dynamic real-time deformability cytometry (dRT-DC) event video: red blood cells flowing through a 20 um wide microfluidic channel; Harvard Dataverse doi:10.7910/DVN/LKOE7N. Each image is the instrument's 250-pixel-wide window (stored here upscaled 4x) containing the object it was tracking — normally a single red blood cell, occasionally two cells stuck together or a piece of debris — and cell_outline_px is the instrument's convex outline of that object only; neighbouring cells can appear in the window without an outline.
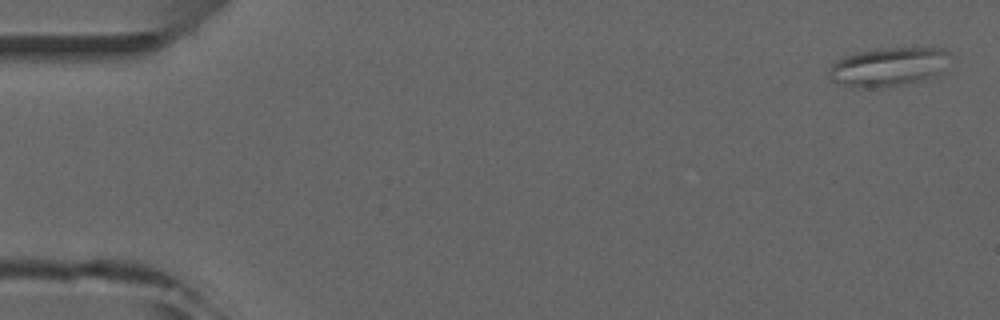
{"species": "common noctule bat (a hibernating species)", "species_latin": "Nyctalus noctula", "temperature_condition": "room temperature", "stored_images_in_passage": 4, "camera_frame_rate_fps": 3000, "um_per_image_px": 0.085, "animal": {"sex": "male", "forearm_length_mm": 52.5}, "frame": {"image": 1, "passage_image": 1, "time_ms": 0.0, "image_size_px": [1000, 320], "cell_outline_px": [[948, 52], [940, 72], [932, 76], [904, 84], [840, 84], [832, 80], [828, 76], [828, 72], [832, 64], [836, 60], [844, 56], [856, 52], [876, 48], [944, 48]], "centroid_in_image_um": [75.47, 5.6], "position_along_channel_um": 9.5, "area_um2": 25.84}}
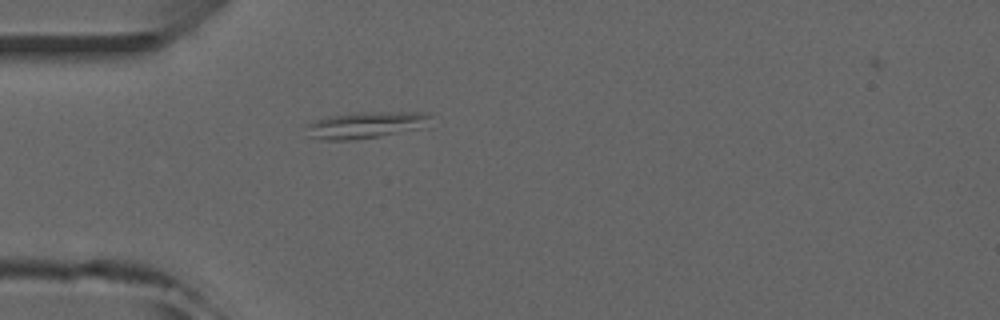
{"frame": {"image": 2, "passage_image": 4, "time_ms": 4.333, "image_size_px": [1000, 320], "cell_outline_px": [[432, 116], [428, 128], [356, 140], [320, 140], [308, 136], [304, 124], [312, 120], [328, 116], [356, 112], [428, 112]], "centroid_in_image_um": [31.11, 10.63], "position_along_channel_um": 53.9, "area_um2": 20.06}}